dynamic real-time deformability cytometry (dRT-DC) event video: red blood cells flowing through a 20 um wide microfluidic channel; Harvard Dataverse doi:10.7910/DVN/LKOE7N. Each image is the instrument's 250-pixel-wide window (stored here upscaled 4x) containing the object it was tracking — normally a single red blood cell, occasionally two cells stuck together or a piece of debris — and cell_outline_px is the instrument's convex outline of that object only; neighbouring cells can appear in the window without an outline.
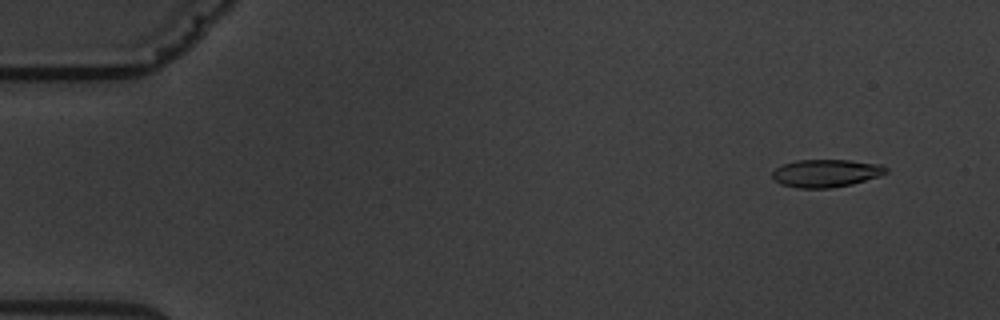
{"species": "common noctule bat (a hibernating species)", "species_latin": "Nyctalus noctula", "temperature_condition": "warm", "stored_images_in_passage": 6, "camera_frame_rate_fps": 3000, "um_per_image_px": 0.085, "animal": {"sex": "male", "body_mass_g": 19.5, "forearm_length_mm": 54.6}, "frame": {"image": 1, "passage_image": 2, "time_ms": 1.333, "image_size_px": [1000, 320], "cell_outline_px": [[888, 172], [880, 176], [852, 184], [832, 188], [796, 188], [780, 184], [772, 176], [772, 172], [776, 168], [784, 164], [796, 160], [848, 160], [880, 164], [888, 168]], "centroid_in_image_um": [70.22, 14.72], "position_along_channel_um": 14.8, "area_um2": 18.44}}
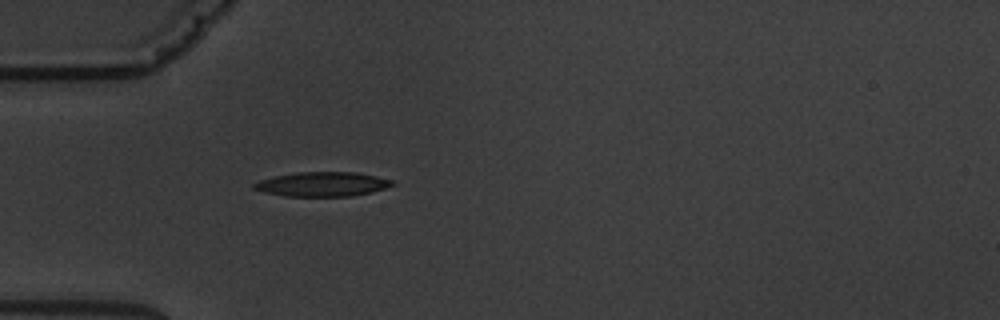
{"frame": {"image": 2, "passage_image": 6, "time_ms": 5.667, "image_size_px": [1000, 320], "cell_outline_px": [[396, 184], [372, 192], [352, 196], [284, 196], [264, 192], [252, 188], [252, 184], [260, 180], [276, 176], [296, 172], [356, 172], [396, 180]], "centroid_in_image_um": [27.43, 15.65], "position_along_channel_um": 57.6, "area_um2": 19.77}}